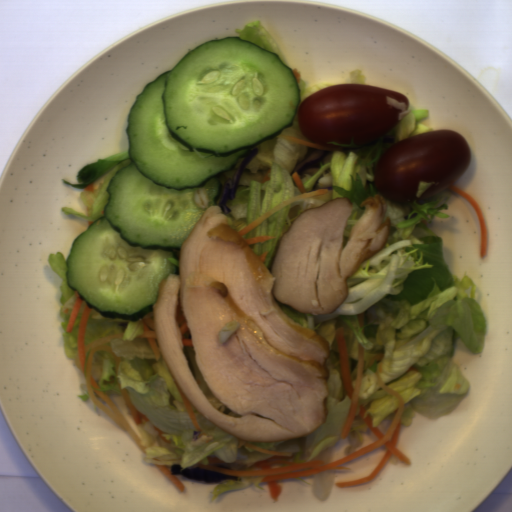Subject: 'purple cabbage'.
Wrapping results in <instances>:
<instances>
[{"label":"purple cabbage","instance_id":"obj_3","mask_svg":"<svg viewBox=\"0 0 512 512\" xmlns=\"http://www.w3.org/2000/svg\"><path fill=\"white\" fill-rule=\"evenodd\" d=\"M325 154L324 152V149H317L316 151H314L312 154H310L309 156L306 157V159L301 162L300 164L297 165V167L295 168L294 172H298L300 177L302 175V173L309 169L310 167H312L314 164H316L318 162V160L323 157Z\"/></svg>","mask_w":512,"mask_h":512},{"label":"purple cabbage","instance_id":"obj_1","mask_svg":"<svg viewBox=\"0 0 512 512\" xmlns=\"http://www.w3.org/2000/svg\"><path fill=\"white\" fill-rule=\"evenodd\" d=\"M259 147L255 146L250 149L249 153L242 158L237 169L233 173L232 178H227L222 190L221 198L218 202L219 207L223 211L224 214H229L231 209L228 207V200H235L237 188L241 181L242 175L249 165V163L255 158V156L259 153Z\"/></svg>","mask_w":512,"mask_h":512},{"label":"purple cabbage","instance_id":"obj_2","mask_svg":"<svg viewBox=\"0 0 512 512\" xmlns=\"http://www.w3.org/2000/svg\"><path fill=\"white\" fill-rule=\"evenodd\" d=\"M171 475H183L186 479H191L196 482H205L213 484H220L221 481L241 482L242 480L236 475H226L221 472H216L202 468L195 467L192 470H189L187 468L182 469L179 463L171 466L170 476Z\"/></svg>","mask_w":512,"mask_h":512},{"label":"purple cabbage","instance_id":"obj_4","mask_svg":"<svg viewBox=\"0 0 512 512\" xmlns=\"http://www.w3.org/2000/svg\"><path fill=\"white\" fill-rule=\"evenodd\" d=\"M200 433H201V431H197V430H196V431H194V433H193V435H192V438H193L194 442H195L196 440H198V438H199V436H200Z\"/></svg>","mask_w":512,"mask_h":512}]
</instances>
